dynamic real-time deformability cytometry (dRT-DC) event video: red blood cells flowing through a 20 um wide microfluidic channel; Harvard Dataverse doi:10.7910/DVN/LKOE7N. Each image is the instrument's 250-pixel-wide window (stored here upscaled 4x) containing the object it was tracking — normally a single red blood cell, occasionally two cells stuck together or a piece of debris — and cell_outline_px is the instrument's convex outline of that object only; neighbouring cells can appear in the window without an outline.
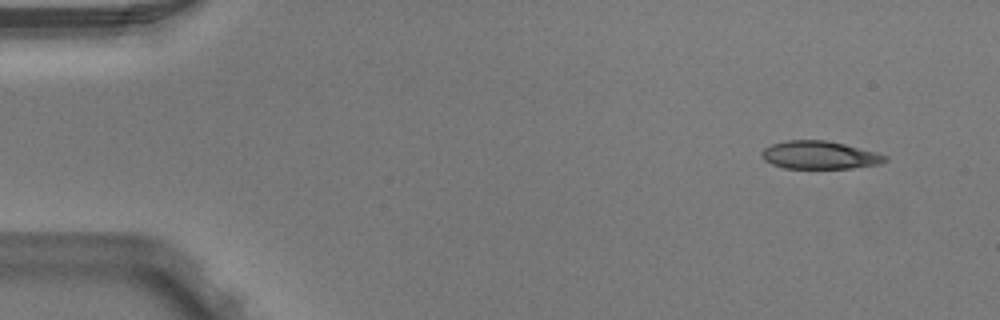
{"species": "Egyptian fruit bat (a non-hibernating species)", "species_latin": "Rousettus aegyptiacus", "temperature_condition": "warm", "stored_images_in_passage": 4, "camera_frame_rate_fps": 3000, "um_per_image_px": 0.085, "animal": {"sex": "male"}, "frame": {"image": 1, "passage_image": 1, "time_ms": 0.0, "image_size_px": [1000, 320], "cell_outline_px": [[888, 160], [880, 164], [852, 168], [784, 168], [772, 164], [764, 160], [760, 156], [760, 152], [764, 148], [772, 144], [784, 140], [828, 140], [876, 152], [888, 156]], "centroid_in_image_um": [69.65, 13.18], "position_along_channel_um": 15.4, "area_um2": 20.23}}
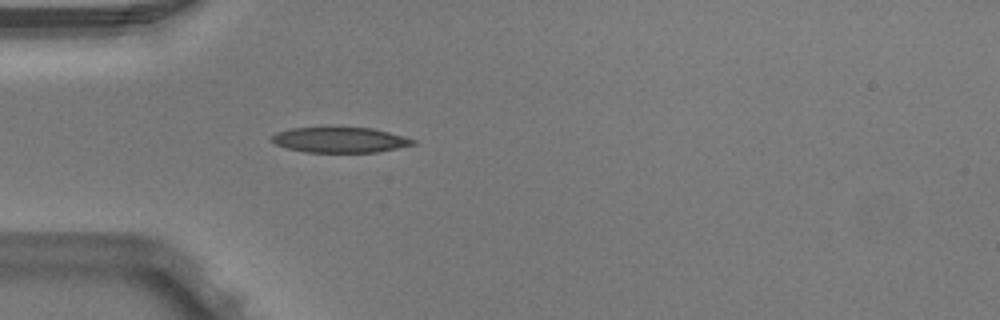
{"frame": {"image": 2, "passage_image": 4, "time_ms": 1.0, "image_size_px": [1000, 320], "cell_outline_px": [[416, 144], [376, 152], [304, 152], [288, 148], [276, 144], [272, 140], [272, 136], [276, 132], [292, 128], [332, 124], [372, 128], [388, 132], [416, 140]], "centroid_in_image_um": [28.86, 11.84], "position_along_channel_um": 56.1, "area_um2": 21.68}}